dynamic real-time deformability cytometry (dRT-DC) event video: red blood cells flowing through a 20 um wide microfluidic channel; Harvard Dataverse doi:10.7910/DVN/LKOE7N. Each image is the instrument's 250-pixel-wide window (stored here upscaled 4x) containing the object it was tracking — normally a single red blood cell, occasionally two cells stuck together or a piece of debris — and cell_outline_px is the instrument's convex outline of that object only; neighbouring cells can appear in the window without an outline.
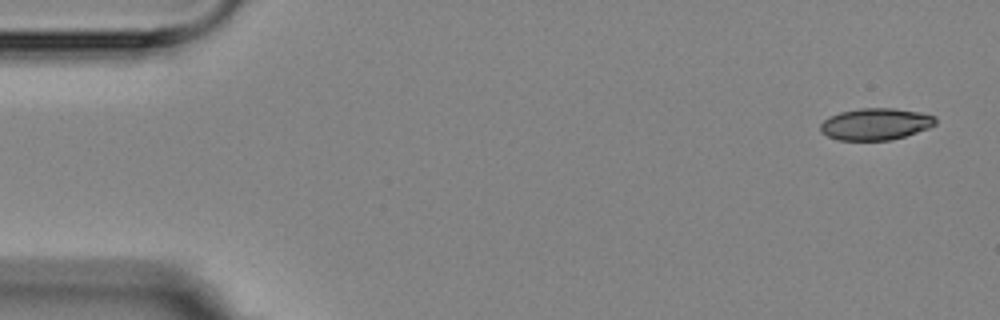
{"species": "Egyptian fruit bat (a non-hibernating species)", "species_latin": "Rousettus aegyptiacus", "temperature_condition": "room temperature", "stored_images_in_passage": 5, "camera_frame_rate_fps": 3000, "um_per_image_px": 0.085, "animal": {"sex": "female"}, "frame": {"image": 1, "passage_image": 1, "time_ms": 0.0, "image_size_px": [1000, 320], "cell_outline_px": [[936, 124], [928, 128], [904, 136], [888, 140], [840, 140], [828, 136], [820, 132], [820, 124], [828, 116], [840, 112], [860, 108], [892, 108], [920, 112], [936, 116]], "centroid_in_image_um": [74.41, 10.54], "position_along_channel_um": 10.6, "area_um2": 21.27}}
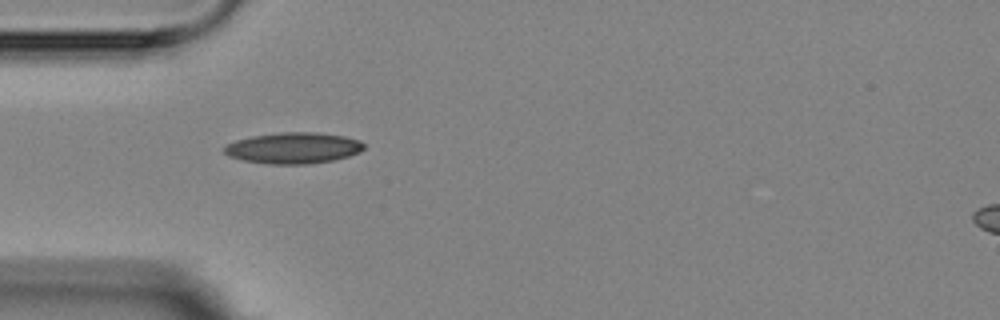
{"frame": {"image": 2, "passage_image": 5, "time_ms": 4.667, "image_size_px": [1000, 320], "cell_outline_px": [[364, 148], [360, 152], [336, 160], [308, 164], [268, 164], [240, 160], [228, 156], [224, 152], [224, 148], [228, 144], [236, 140], [252, 136], [280, 132], [316, 132], [344, 136], [360, 140], [364, 144]], "centroid_in_image_um": [24.94, 12.58], "position_along_channel_um": 60.1, "area_um2": 25.49}}